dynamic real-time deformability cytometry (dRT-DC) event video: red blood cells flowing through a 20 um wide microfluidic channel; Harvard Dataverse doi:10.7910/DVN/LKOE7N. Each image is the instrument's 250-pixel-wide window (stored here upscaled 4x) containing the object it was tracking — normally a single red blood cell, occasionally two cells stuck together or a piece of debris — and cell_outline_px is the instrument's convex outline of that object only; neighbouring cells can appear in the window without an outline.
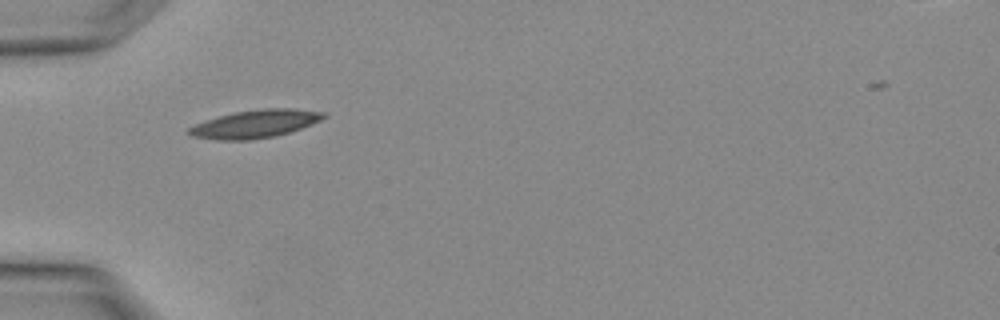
{"species": "Egyptian fruit bat (a non-hibernating species)", "species_latin": "Rousettus aegyptiacus", "temperature_condition": "warm", "stored_images_in_passage": 2, "camera_frame_rate_fps": 3000, "um_per_image_px": 0.085, "animal": {"sex": "female"}, "frame": {"image": 1, "passage_image": 2, "time_ms": 0.333, "image_size_px": [1000, 320], "cell_outline_px": [[328, 116], [312, 124], [276, 136], [252, 140], [216, 140], [192, 136], [184, 132], [188, 128], [196, 124], [220, 116], [236, 112], [264, 108], [292, 108], [328, 112]], "centroid_in_image_um": [21.72, 10.53], "position_along_channel_um": 63.3, "area_um2": 21.96}}